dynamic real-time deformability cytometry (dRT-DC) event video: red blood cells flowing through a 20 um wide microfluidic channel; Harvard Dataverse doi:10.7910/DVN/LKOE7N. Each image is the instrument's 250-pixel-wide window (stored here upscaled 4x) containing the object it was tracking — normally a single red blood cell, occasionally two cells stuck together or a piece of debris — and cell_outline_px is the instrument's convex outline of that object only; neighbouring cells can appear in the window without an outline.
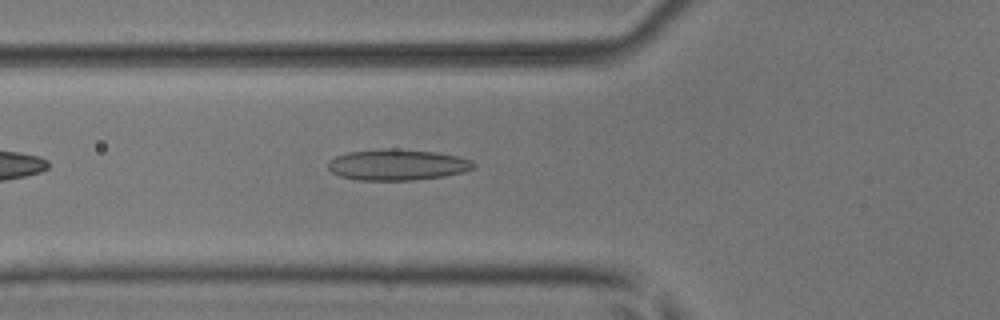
{"species": "common noctule bat (a hibernating species)", "species_latin": "Nyctalus noctula", "temperature_condition": "room temperature", "stored_images_in_passage": 6, "camera_frame_rate_fps": 3000, "um_per_image_px": 0.085, "animal": {"sex": "male", "body_mass_g": 17.9, "forearm_length_mm": 54.2}, "frame": {"image": 1, "passage_image": 3, "time_ms": 0.667, "image_size_px": [1000, 320], "cell_outline_px": [[476, 168], [464, 172], [444, 176], [412, 180], [356, 180], [340, 176], [332, 172], [328, 168], [328, 160], [336, 156], [348, 152], [380, 148], [396, 148], [436, 152], [456, 156], [472, 160], [476, 164]], "centroid_in_image_um": [33.78, 14.0], "position_along_channel_um": 92.0, "area_um2": 26.59}}